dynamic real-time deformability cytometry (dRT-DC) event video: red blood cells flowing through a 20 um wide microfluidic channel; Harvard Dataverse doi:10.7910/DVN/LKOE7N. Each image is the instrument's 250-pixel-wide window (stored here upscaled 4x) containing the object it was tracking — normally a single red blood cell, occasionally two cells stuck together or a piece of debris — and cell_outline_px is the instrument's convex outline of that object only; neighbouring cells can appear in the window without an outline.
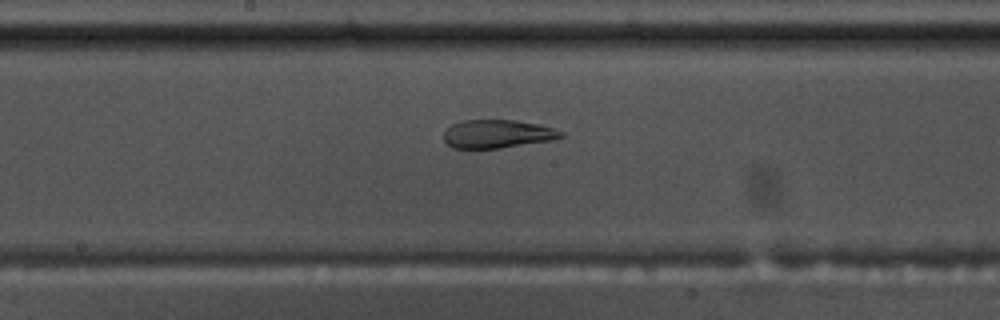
{"species": "common noctule bat (a hibernating species)", "species_latin": "Nyctalus noctula", "temperature_condition": "warm", "stored_images_in_passage": 49, "camera_frame_rate_fps": 3000, "um_per_image_px": 0.085, "animal": {"sex": "male", "body_mass_g": 17.5, "forearm_length_mm": 52.3}, "frame": {"image": 1, "passage_image": 22, "time_ms": 7.0, "image_size_px": [1000, 320], "cell_outline_px": [[564, 136], [552, 140], [500, 148], [452, 148], [444, 140], [444, 132], [452, 124], [460, 120], [516, 120], [536, 124], [552, 128], [564, 132]], "centroid_in_image_um": [42.26, 11.38], "position_along_channel_um": 205.9, "area_um2": 19.25}}
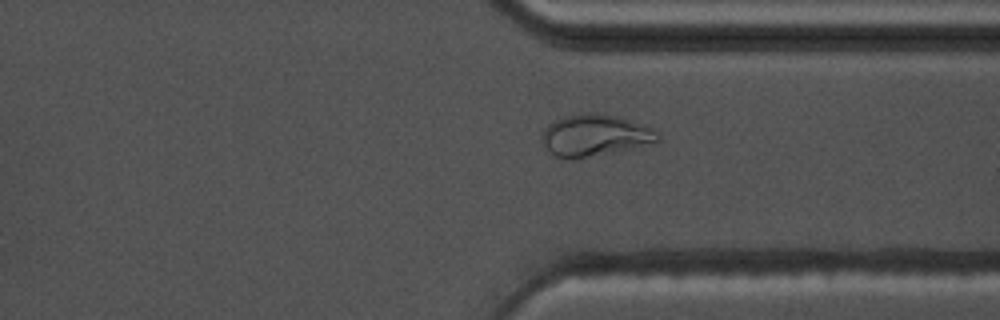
{"frame": {"image": 2, "passage_image": 35, "time_ms": 11.333, "image_size_px": [1000, 320], "cell_outline_px": [[660, 140], [572, 160], [564, 160], [548, 152], [540, 136], [548, 124], [564, 116], [584, 112], [596, 112], [616, 116], [656, 128], [660, 136]], "centroid_in_image_um": [50.5, 11.48], "position_along_channel_um": 360.9, "area_um2": 27.86}}
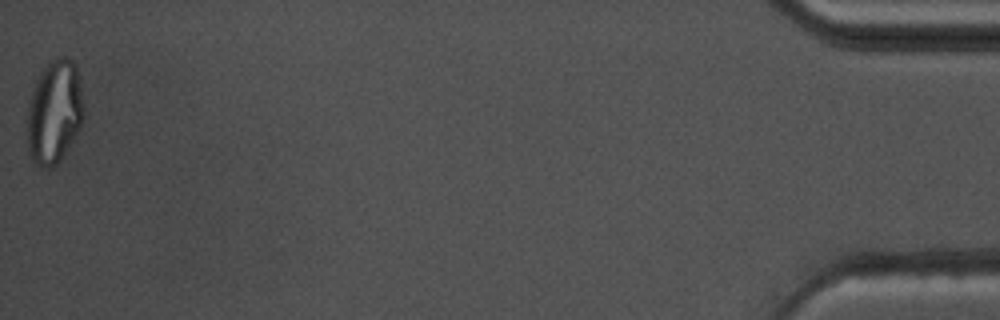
{"frame": {"image": 3, "passage_image": 49, "time_ms": 16.0, "image_size_px": [1000, 320], "cell_outline_px": [[84, 124], [80, 132], [60, 160], [52, 168], [44, 168], [36, 164], [32, 160], [28, 148], [24, 132], [28, 100], [32, 88], [36, 80], [44, 68], [56, 56], [64, 56], [72, 60], [76, 64], [84, 104]], "centroid_in_image_um": [4.61, 9.55], "position_along_channel_um": 430.6, "area_um2": 35.37}, "authors_computed_cell_mechanics": {"area_um2": 23.2934, "velocity_mm_per_s": 3.5725, "shape_relaxation_time_tau1_ms": null, "shape_relaxation_time_tau2_ms": 1.5714, "deformation_change_tau1": null, "deformation_change_tau2": 0.0945}}